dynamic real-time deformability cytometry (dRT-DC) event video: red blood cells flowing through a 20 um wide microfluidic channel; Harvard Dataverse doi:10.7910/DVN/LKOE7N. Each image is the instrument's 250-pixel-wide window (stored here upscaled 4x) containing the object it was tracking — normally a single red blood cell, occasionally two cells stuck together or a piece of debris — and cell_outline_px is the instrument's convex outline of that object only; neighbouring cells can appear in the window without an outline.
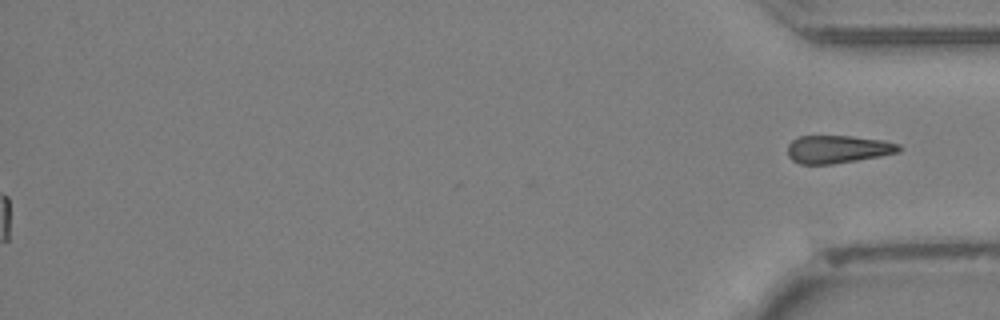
{"species": "Egyptian fruit bat (a non-hibernating species)", "species_latin": "Rousettus aegyptiacus", "temperature_condition": "cold", "stored_images_in_passage": 34, "segment_of_instrument_passage": [2, 2], "camera_frame_rate_fps": 3000, "um_per_image_px": 0.085, "animal": {"sex": "female"}, "frame": {"image": 1, "passage_image": 34, "time_ms": 11.0, "image_size_px": [1000, 320], "cell_outline_px": [[900, 152], [880, 156], [832, 164], [800, 164], [792, 160], [788, 156], [788, 144], [792, 140], [800, 136], [852, 136], [884, 140], [900, 144]], "centroid_in_image_um": [71.21, 12.68], "position_along_channel_um": 364.0, "area_um2": 18.09}}